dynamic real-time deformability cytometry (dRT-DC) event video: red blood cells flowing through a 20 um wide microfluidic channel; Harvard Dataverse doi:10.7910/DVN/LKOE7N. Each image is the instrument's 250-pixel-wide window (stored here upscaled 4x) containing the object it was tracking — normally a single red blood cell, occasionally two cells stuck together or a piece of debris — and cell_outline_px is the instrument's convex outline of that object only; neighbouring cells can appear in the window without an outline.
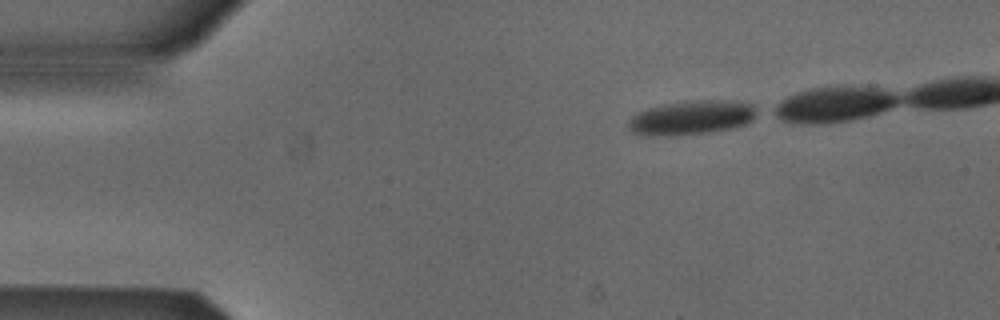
{"species": "Egyptian fruit bat (a non-hibernating species)", "species_latin": "Rousettus aegyptiacus", "temperature_condition": "cold", "stored_images_in_passage": 11, "camera_frame_rate_fps": 3000, "um_per_image_px": 0.085, "animal": {"sex": "male"}, "frame": {"image": 1, "passage_image": 1, "time_ms": 0.0, "image_size_px": [1000, 320], "cell_outline_px": [[760, 112], [752, 120], [744, 124], [728, 128], [708, 132], [632, 132], [628, 128], [628, 124], [632, 116], [648, 108], [668, 104], [696, 100], [736, 100], [752, 104]], "centroid_in_image_um": [58.95, 9.91], "position_along_channel_um": 26.1, "area_um2": 24.04}}